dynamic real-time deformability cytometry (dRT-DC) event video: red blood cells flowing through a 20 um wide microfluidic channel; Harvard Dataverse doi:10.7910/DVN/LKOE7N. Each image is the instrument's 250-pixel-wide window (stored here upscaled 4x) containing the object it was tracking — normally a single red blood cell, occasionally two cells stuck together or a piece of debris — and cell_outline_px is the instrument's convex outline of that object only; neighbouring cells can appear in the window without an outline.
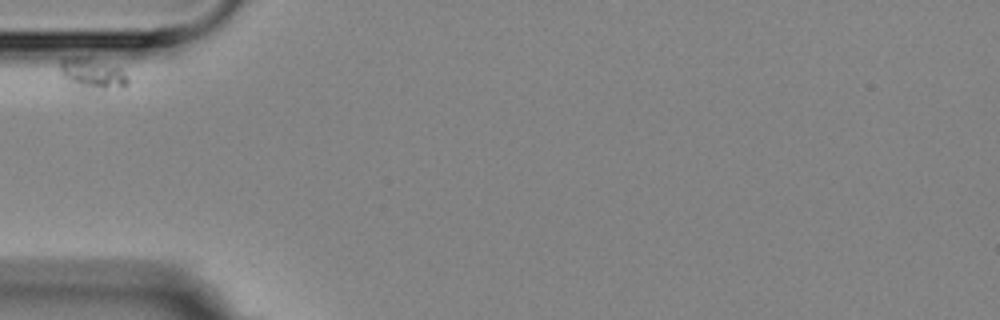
{"species": "Egyptian fruit bat (a non-hibernating species)", "species_latin": "Rousettus aegyptiacus", "temperature_condition": "room temperature", "stored_images_in_passage": 2, "camera_frame_rate_fps": 3000, "um_per_image_px": 0.085, "animal": {"sex": "female"}, "frame": {"image": 1, "passage_image": 1, "time_ms": 0.0, "image_size_px": [1000, 320], "cell_outline_px": [[128, 84], [124, 88], [76, 96], [64, 92], [60, 72], [60, 60], [64, 56], [76, 56], [120, 68], [128, 76]], "centroid_in_image_um": [7.65, 6.5], "position_along_channel_um": 77.4, "area_um2": 14.51}}